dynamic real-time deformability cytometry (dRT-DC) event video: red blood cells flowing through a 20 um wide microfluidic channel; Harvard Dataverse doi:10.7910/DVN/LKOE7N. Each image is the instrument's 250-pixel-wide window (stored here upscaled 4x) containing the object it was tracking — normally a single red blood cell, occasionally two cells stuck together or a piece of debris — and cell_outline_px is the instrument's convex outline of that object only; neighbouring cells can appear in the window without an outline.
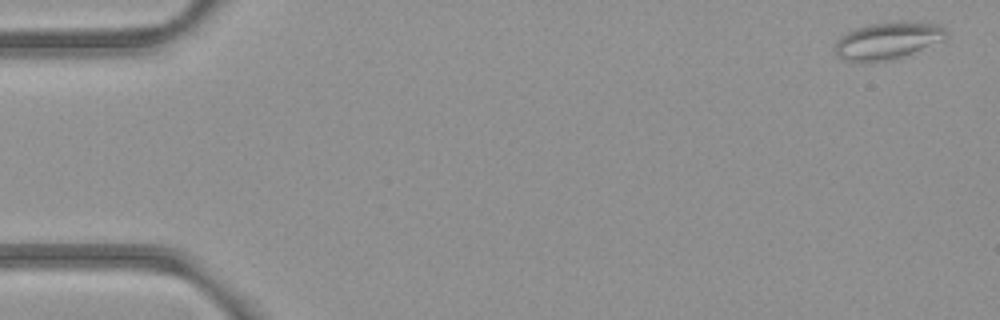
{"species": "common noctule bat (a hibernating species)", "species_latin": "Nyctalus noctula", "temperature_condition": "room temperature", "stored_images_in_passage": 5, "camera_frame_rate_fps": 3000, "um_per_image_px": 0.085, "animal": {"sex": "female", "body_mass_g": 21.9}, "frame": {"image": 1, "passage_image": 1, "time_ms": 0.0, "image_size_px": [1000, 320], "cell_outline_px": [[948, 36], [944, 40], [912, 52], [900, 56], [880, 60], [844, 60], [836, 56], [836, 40], [840, 36], [856, 28], [872, 24], [892, 20], [928, 20], [940, 24], [948, 32]], "centroid_in_image_um": [75.54, 3.36], "position_along_channel_um": 9.5, "area_um2": 24.04}}